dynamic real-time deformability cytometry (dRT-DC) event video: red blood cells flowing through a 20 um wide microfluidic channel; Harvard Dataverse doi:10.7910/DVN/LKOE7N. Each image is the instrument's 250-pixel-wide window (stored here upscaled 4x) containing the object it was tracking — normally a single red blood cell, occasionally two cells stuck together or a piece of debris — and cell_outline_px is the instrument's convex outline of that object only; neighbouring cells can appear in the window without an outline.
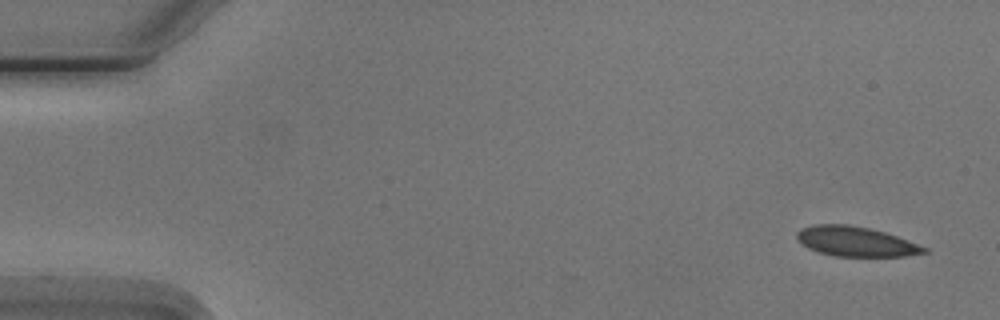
{"species": "Egyptian fruit bat (a non-hibernating species)", "species_latin": "Rousettus aegyptiacus", "temperature_condition": "cold", "stored_images_in_passage": 7, "camera_frame_rate_fps": 3000, "um_per_image_px": 0.085, "animal": {"sex": "male"}, "frame": {"image": 1, "passage_image": 1, "time_ms": 0.0, "image_size_px": [1000, 320], "cell_outline_px": [[928, 252], [904, 256], [832, 256], [808, 248], [800, 244], [796, 240], [796, 232], [800, 228], [812, 224], [848, 224], [868, 228], [884, 232], [908, 240], [928, 248]], "centroid_in_image_um": [72.68, 20.52], "position_along_channel_um": 12.3, "area_um2": 22.2}}
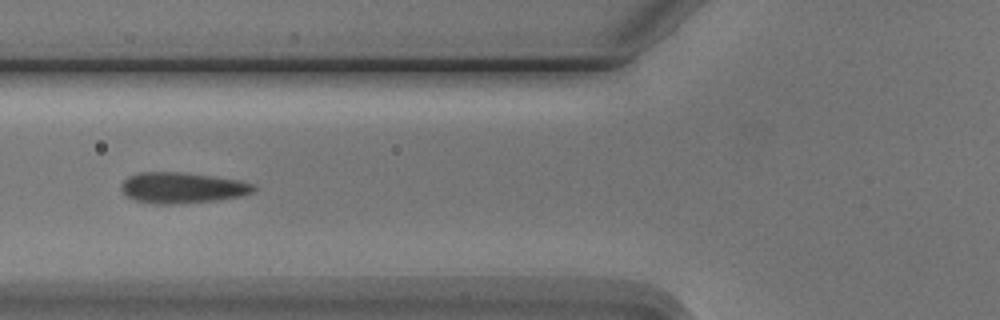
{"frame": {"image": 2, "passage_image": 6, "time_ms": 6.0, "image_size_px": [1000, 320], "cell_outline_px": [[256, 192], [240, 196], [220, 200], [180, 204], [156, 204], [136, 200], [128, 196], [120, 188], [120, 184], [128, 176], [140, 172], [184, 172], [240, 180], [256, 184]], "centroid_in_image_um": [15.54, 15.96], "position_along_channel_um": 110.3, "area_um2": 24.1}}
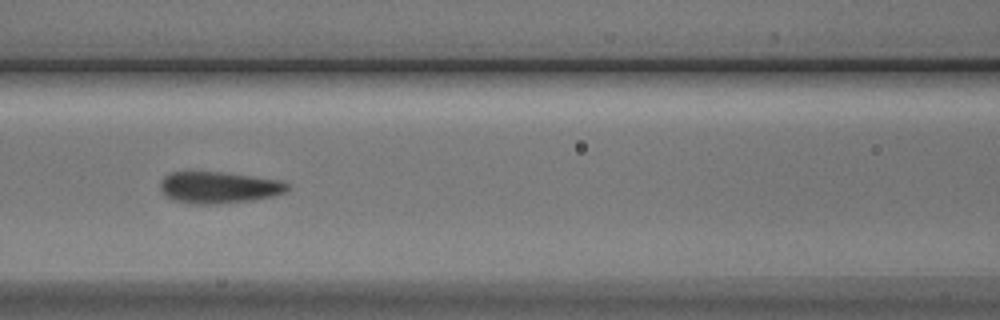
{"frame": {"image": 3, "passage_image": 7, "time_ms": 7.0, "image_size_px": [1000, 320], "cell_outline_px": [[288, 188], [284, 192], [272, 196], [256, 200], [216, 204], [192, 204], [172, 200], [160, 192], [160, 180], [164, 176], [172, 172], [220, 172], [280, 180], [288, 184]], "centroid_in_image_um": [18.54, 15.95], "position_along_channel_um": 148.1, "area_um2": 23.47}}